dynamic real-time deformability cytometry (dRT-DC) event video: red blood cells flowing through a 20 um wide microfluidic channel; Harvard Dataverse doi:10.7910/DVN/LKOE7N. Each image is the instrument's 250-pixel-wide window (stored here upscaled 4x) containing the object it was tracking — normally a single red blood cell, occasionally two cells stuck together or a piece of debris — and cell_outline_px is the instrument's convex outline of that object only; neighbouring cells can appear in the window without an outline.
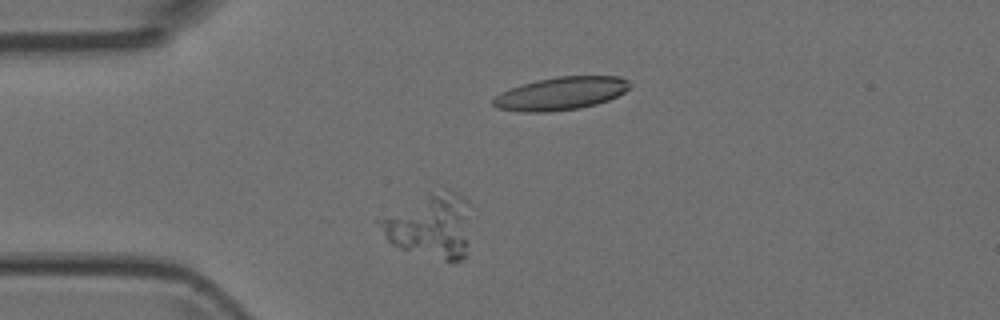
{"species": "Egyptian fruit bat (a non-hibernating species)", "species_latin": "Rousettus aegyptiacus", "temperature_condition": "room temperature", "stored_images_in_passage": 12, "camera_frame_rate_fps": 3000, "um_per_image_px": 0.085, "animal": {"sex": "female"}, "frame": {"image": 1, "passage_image": 1, "time_ms": 0.0, "image_size_px": [1000, 320], "cell_outline_px": [[468, 204], [464, 256], [460, 260], [444, 260], [400, 248], [392, 244], [388, 240], [376, 220], [440, 184], [452, 188], [464, 196], [468, 200]], "centroid_in_image_um": [36.55, 19.06], "position_along_channel_um": 48.4, "area_um2": 34.16}}
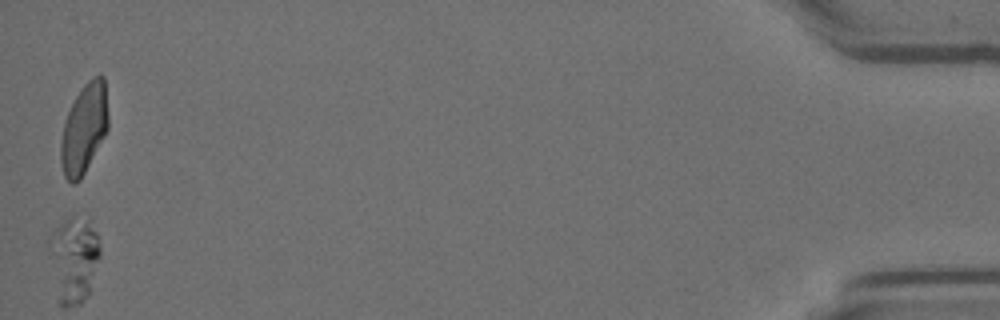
{"frame": {"image": 2, "passage_image": 12, "time_ms": 3.667, "image_size_px": [1000, 320], "cell_outline_px": [[108, 128], [104, 136], [80, 180], [72, 184], [64, 176], [60, 160], [60, 140], [64, 124], [68, 112], [76, 96], [84, 84], [92, 76], [100, 72], [104, 76], [108, 116]], "centroid_in_image_um": [7.14, 10.9], "position_along_channel_um": 428.1, "area_um2": 24.74}}